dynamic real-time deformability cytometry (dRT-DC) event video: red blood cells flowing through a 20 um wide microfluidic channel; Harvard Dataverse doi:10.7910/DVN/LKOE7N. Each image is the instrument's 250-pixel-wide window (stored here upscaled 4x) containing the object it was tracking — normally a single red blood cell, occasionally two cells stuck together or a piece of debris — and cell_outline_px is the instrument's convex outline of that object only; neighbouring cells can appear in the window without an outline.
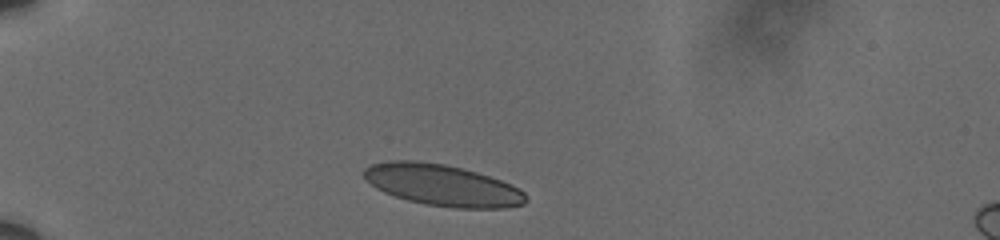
{"species": "human", "species_latin": "Homo sapiens", "temperature_condition": "cold", "stored_images_in_passage": 36, "camera_frame_rate_fps": 3000, "um_per_image_px": 0.085, "donor": {"sex": "male"}, "frame": {"image": 1, "passage_image": 1, "time_ms": 0.0, "image_size_px": [1000, 240], "cell_outline_px": [[528, 200], [524, 204], [508, 208], [452, 208], [424, 204], [408, 200], [384, 192], [376, 188], [364, 176], [364, 168], [372, 164], [388, 160], [412, 160], [444, 164], [476, 172], [512, 184], [520, 188], [528, 196]], "centroid_in_image_um": [37.64, 15.75], "position_along_channel_um": 47.4, "area_um2": 39.07}}
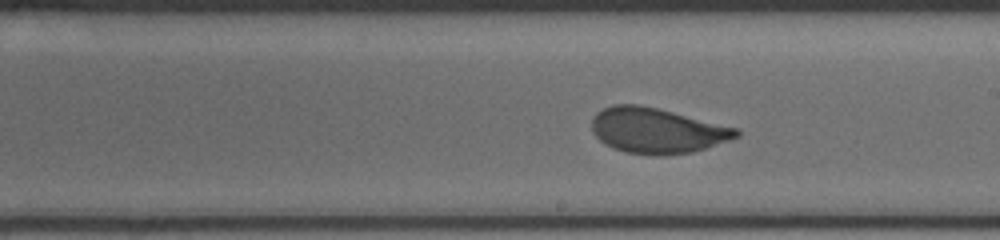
{"frame": {"image": 2, "passage_image": 20, "time_ms": 6.333, "image_size_px": [1000, 240], "cell_outline_px": [[740, 136], [692, 152], [660, 156], [624, 152], [612, 148], [604, 144], [592, 132], [592, 120], [596, 112], [612, 104], [640, 104], [736, 128], [740, 132]], "centroid_in_image_um": [55.78, 11.1], "position_along_channel_um": 233.2, "area_um2": 37.92}}
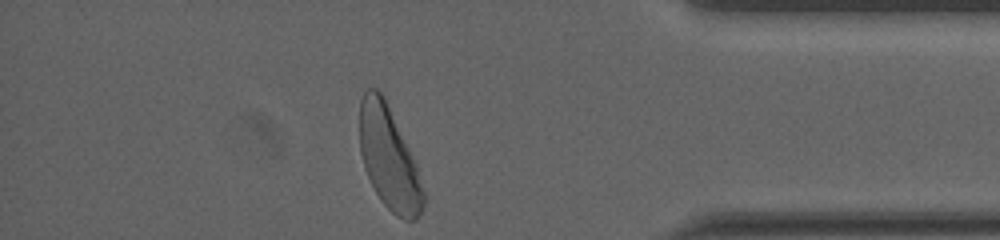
{"frame": {"image": 3, "passage_image": 36, "time_ms": 11.667, "image_size_px": [1000, 240], "cell_outline_px": [[424, 204], [416, 220], [404, 220], [396, 216], [380, 200], [364, 168], [360, 152], [360, 100], [364, 92], [368, 88], [376, 88], [384, 96], [416, 164], [424, 192]], "centroid_in_image_um": [33.05, 13.45], "position_along_channel_um": 402.2, "area_um2": 37.74}, "authors_computed_cell_mechanics": {"area_um2": 38.2347, "velocity_mm_per_s": 3.5749, "shape_relaxation_time_tau1_ms": 5.0344, "shape_relaxation_time_tau2_ms": null, "deformation_change_tau1": 0.1535, "deformation_change_tau2": null}}